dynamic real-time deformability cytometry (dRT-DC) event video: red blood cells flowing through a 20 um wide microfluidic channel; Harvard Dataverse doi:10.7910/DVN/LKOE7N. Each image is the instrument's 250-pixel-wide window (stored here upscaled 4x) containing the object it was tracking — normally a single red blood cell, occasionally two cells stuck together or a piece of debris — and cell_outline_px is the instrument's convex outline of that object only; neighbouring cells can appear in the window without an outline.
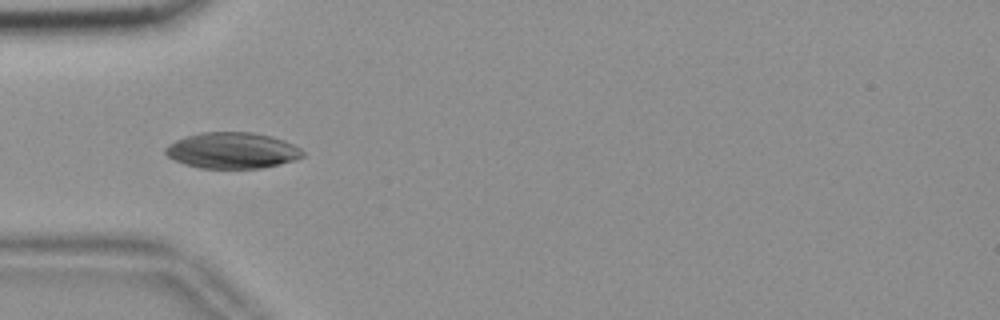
{"species": "common noctule bat (a hibernating species)", "species_latin": "Nyctalus noctula", "temperature_condition": "room temperature", "stored_images_in_passage": 55, "camera_frame_rate_fps": 3000, "um_per_image_px": 0.085, "animal": {"sex": "female", "body_mass_g": 18.4}, "frame": {"image": 1, "passage_image": 17, "time_ms": 5.333, "image_size_px": [1000, 320], "cell_outline_px": [[304, 156], [296, 160], [260, 168], [200, 168], [184, 164], [168, 156], [164, 152], [164, 148], [176, 140], [200, 132], [252, 132], [272, 136], [284, 140], [300, 148], [304, 152]], "centroid_in_image_um": [19.76, 12.79], "position_along_channel_um": 65.2, "area_um2": 28.78}}
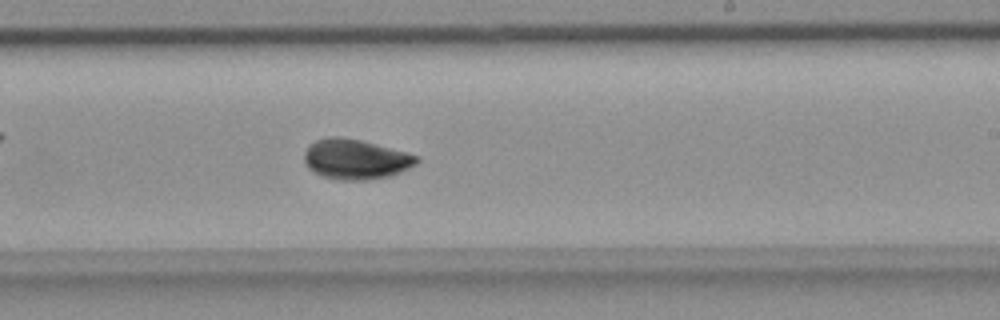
{"frame": {"image": 2, "passage_image": 33, "time_ms": 10.667, "image_size_px": [1000, 320], "cell_outline_px": [[420, 160], [416, 164], [392, 176], [368, 180], [336, 180], [320, 176], [308, 168], [304, 164], [304, 152], [316, 140], [328, 136], [340, 136], [360, 140], [408, 152], [420, 156]], "centroid_in_image_um": [30.24, 13.54], "position_along_channel_um": 258.8, "area_um2": 26.59}}
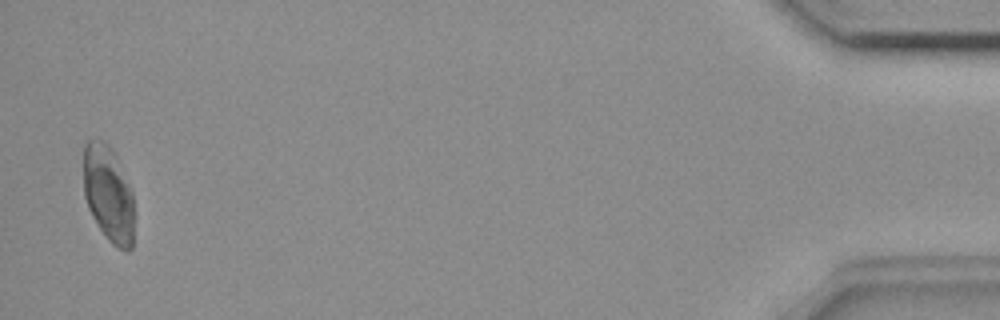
{"frame": {"image": 3, "passage_image": 54, "time_ms": 17.667, "image_size_px": [1000, 320], "cell_outline_px": [[132, 248], [128, 252], [124, 252], [112, 244], [108, 240], [92, 216], [88, 208], [84, 196], [84, 144], [88, 140], [104, 140], [108, 144], [132, 192]], "centroid_in_image_um": [9.18, 16.51], "position_along_channel_um": 426.0, "area_um2": 27.8}, "authors_computed_cell_mechanics": {"area_um2": 27.455, "velocity_mm_per_s": 3.6586, "shape_relaxation_time_tau1_ms": 5.613, "shape_relaxation_time_tau2_ms": null, "deformation_change_tau1": 0.1469, "deformation_change_tau2": null}}